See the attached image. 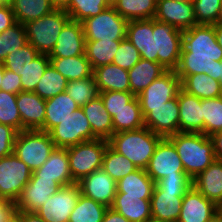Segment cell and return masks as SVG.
I'll return each instance as SVG.
<instances>
[{
	"instance_id": "6da1fadb",
	"label": "cell",
	"mask_w": 222,
	"mask_h": 222,
	"mask_svg": "<svg viewBox=\"0 0 222 222\" xmlns=\"http://www.w3.org/2000/svg\"><path fill=\"white\" fill-rule=\"evenodd\" d=\"M222 49L216 40L214 25L198 24L183 31V47L177 75L206 74L215 79L217 61Z\"/></svg>"
},
{
	"instance_id": "7a4b0ae2",
	"label": "cell",
	"mask_w": 222,
	"mask_h": 222,
	"mask_svg": "<svg viewBox=\"0 0 222 222\" xmlns=\"http://www.w3.org/2000/svg\"><path fill=\"white\" fill-rule=\"evenodd\" d=\"M167 138L174 144L184 171L191 179L216 160L213 142L203 133L178 132Z\"/></svg>"
},
{
	"instance_id": "3957f363",
	"label": "cell",
	"mask_w": 222,
	"mask_h": 222,
	"mask_svg": "<svg viewBox=\"0 0 222 222\" xmlns=\"http://www.w3.org/2000/svg\"><path fill=\"white\" fill-rule=\"evenodd\" d=\"M163 137L149 128L114 133L109 139V146L124 155L138 168L146 169L155 148Z\"/></svg>"
},
{
	"instance_id": "277c9868",
	"label": "cell",
	"mask_w": 222,
	"mask_h": 222,
	"mask_svg": "<svg viewBox=\"0 0 222 222\" xmlns=\"http://www.w3.org/2000/svg\"><path fill=\"white\" fill-rule=\"evenodd\" d=\"M71 20L65 10L55 9L42 18L24 24L28 43L40 54L49 55L53 50L61 30Z\"/></svg>"
},
{
	"instance_id": "5b68a950",
	"label": "cell",
	"mask_w": 222,
	"mask_h": 222,
	"mask_svg": "<svg viewBox=\"0 0 222 222\" xmlns=\"http://www.w3.org/2000/svg\"><path fill=\"white\" fill-rule=\"evenodd\" d=\"M56 148L48 132L24 130L18 132L15 143V155L32 170L40 168Z\"/></svg>"
},
{
	"instance_id": "8992f818",
	"label": "cell",
	"mask_w": 222,
	"mask_h": 222,
	"mask_svg": "<svg viewBox=\"0 0 222 222\" xmlns=\"http://www.w3.org/2000/svg\"><path fill=\"white\" fill-rule=\"evenodd\" d=\"M108 145V140L96 138L67 148L70 173L76 183L88 174L102 169Z\"/></svg>"
},
{
	"instance_id": "52a82bcc",
	"label": "cell",
	"mask_w": 222,
	"mask_h": 222,
	"mask_svg": "<svg viewBox=\"0 0 222 222\" xmlns=\"http://www.w3.org/2000/svg\"><path fill=\"white\" fill-rule=\"evenodd\" d=\"M155 62L166 70L177 68L183 47V31L173 25L153 19Z\"/></svg>"
},
{
	"instance_id": "ba28073f",
	"label": "cell",
	"mask_w": 222,
	"mask_h": 222,
	"mask_svg": "<svg viewBox=\"0 0 222 222\" xmlns=\"http://www.w3.org/2000/svg\"><path fill=\"white\" fill-rule=\"evenodd\" d=\"M81 23L86 41H121L126 38L128 21L122 18L114 7H108Z\"/></svg>"
},
{
	"instance_id": "9c48e42d",
	"label": "cell",
	"mask_w": 222,
	"mask_h": 222,
	"mask_svg": "<svg viewBox=\"0 0 222 222\" xmlns=\"http://www.w3.org/2000/svg\"><path fill=\"white\" fill-rule=\"evenodd\" d=\"M33 171L13 152L0 158V197L16 202Z\"/></svg>"
},
{
	"instance_id": "30bf717a",
	"label": "cell",
	"mask_w": 222,
	"mask_h": 222,
	"mask_svg": "<svg viewBox=\"0 0 222 222\" xmlns=\"http://www.w3.org/2000/svg\"><path fill=\"white\" fill-rule=\"evenodd\" d=\"M49 134L56 148H68L97 138L81 107L55 126Z\"/></svg>"
},
{
	"instance_id": "8fae6325",
	"label": "cell",
	"mask_w": 222,
	"mask_h": 222,
	"mask_svg": "<svg viewBox=\"0 0 222 222\" xmlns=\"http://www.w3.org/2000/svg\"><path fill=\"white\" fill-rule=\"evenodd\" d=\"M146 172L155 183L165 176L187 175L174 144L167 137L157 144Z\"/></svg>"
},
{
	"instance_id": "7c38bea8",
	"label": "cell",
	"mask_w": 222,
	"mask_h": 222,
	"mask_svg": "<svg viewBox=\"0 0 222 222\" xmlns=\"http://www.w3.org/2000/svg\"><path fill=\"white\" fill-rule=\"evenodd\" d=\"M144 126L162 137L179 132L178 94L159 107H141Z\"/></svg>"
},
{
	"instance_id": "4fadbf2b",
	"label": "cell",
	"mask_w": 222,
	"mask_h": 222,
	"mask_svg": "<svg viewBox=\"0 0 222 222\" xmlns=\"http://www.w3.org/2000/svg\"><path fill=\"white\" fill-rule=\"evenodd\" d=\"M80 194L77 183L60 187L36 213L46 222H68Z\"/></svg>"
},
{
	"instance_id": "5bb4252c",
	"label": "cell",
	"mask_w": 222,
	"mask_h": 222,
	"mask_svg": "<svg viewBox=\"0 0 222 222\" xmlns=\"http://www.w3.org/2000/svg\"><path fill=\"white\" fill-rule=\"evenodd\" d=\"M181 80L175 71H167L154 80L138 96L140 107H159L177 96Z\"/></svg>"
},
{
	"instance_id": "9a60e30c",
	"label": "cell",
	"mask_w": 222,
	"mask_h": 222,
	"mask_svg": "<svg viewBox=\"0 0 222 222\" xmlns=\"http://www.w3.org/2000/svg\"><path fill=\"white\" fill-rule=\"evenodd\" d=\"M77 185L80 193L85 197L91 198L108 208L112 206L117 193V182L103 169L88 174Z\"/></svg>"
},
{
	"instance_id": "2e32d148",
	"label": "cell",
	"mask_w": 222,
	"mask_h": 222,
	"mask_svg": "<svg viewBox=\"0 0 222 222\" xmlns=\"http://www.w3.org/2000/svg\"><path fill=\"white\" fill-rule=\"evenodd\" d=\"M154 19L175 26L184 31L198 25L193 2L157 0Z\"/></svg>"
},
{
	"instance_id": "e0dca14e",
	"label": "cell",
	"mask_w": 222,
	"mask_h": 222,
	"mask_svg": "<svg viewBox=\"0 0 222 222\" xmlns=\"http://www.w3.org/2000/svg\"><path fill=\"white\" fill-rule=\"evenodd\" d=\"M86 39L81 22L70 20L61 30L49 58H68L85 54Z\"/></svg>"
},
{
	"instance_id": "ac0fdd59",
	"label": "cell",
	"mask_w": 222,
	"mask_h": 222,
	"mask_svg": "<svg viewBox=\"0 0 222 222\" xmlns=\"http://www.w3.org/2000/svg\"><path fill=\"white\" fill-rule=\"evenodd\" d=\"M60 186L53 180L31 177L16 201L18 210L36 212Z\"/></svg>"
},
{
	"instance_id": "d6986e66",
	"label": "cell",
	"mask_w": 222,
	"mask_h": 222,
	"mask_svg": "<svg viewBox=\"0 0 222 222\" xmlns=\"http://www.w3.org/2000/svg\"><path fill=\"white\" fill-rule=\"evenodd\" d=\"M187 192H165L157 184L150 199L152 220L177 222Z\"/></svg>"
},
{
	"instance_id": "ffe728a7",
	"label": "cell",
	"mask_w": 222,
	"mask_h": 222,
	"mask_svg": "<svg viewBox=\"0 0 222 222\" xmlns=\"http://www.w3.org/2000/svg\"><path fill=\"white\" fill-rule=\"evenodd\" d=\"M179 132L204 134L203 99L178 91Z\"/></svg>"
},
{
	"instance_id": "44dd1931",
	"label": "cell",
	"mask_w": 222,
	"mask_h": 222,
	"mask_svg": "<svg viewBox=\"0 0 222 222\" xmlns=\"http://www.w3.org/2000/svg\"><path fill=\"white\" fill-rule=\"evenodd\" d=\"M31 177L53 180L60 187L75 184L69 169L67 148H55L47 161L34 170Z\"/></svg>"
},
{
	"instance_id": "7402d4cb",
	"label": "cell",
	"mask_w": 222,
	"mask_h": 222,
	"mask_svg": "<svg viewBox=\"0 0 222 222\" xmlns=\"http://www.w3.org/2000/svg\"><path fill=\"white\" fill-rule=\"evenodd\" d=\"M217 212V205L193 186L184 195L177 222H207Z\"/></svg>"
},
{
	"instance_id": "603a6c76",
	"label": "cell",
	"mask_w": 222,
	"mask_h": 222,
	"mask_svg": "<svg viewBox=\"0 0 222 222\" xmlns=\"http://www.w3.org/2000/svg\"><path fill=\"white\" fill-rule=\"evenodd\" d=\"M45 102L35 92H19L16 98V105L19 110L22 131L39 130L44 125Z\"/></svg>"
},
{
	"instance_id": "cb8c5ba5",
	"label": "cell",
	"mask_w": 222,
	"mask_h": 222,
	"mask_svg": "<svg viewBox=\"0 0 222 222\" xmlns=\"http://www.w3.org/2000/svg\"><path fill=\"white\" fill-rule=\"evenodd\" d=\"M126 38L138 49L141 59L155 62L153 19L129 20Z\"/></svg>"
},
{
	"instance_id": "d4e9b609",
	"label": "cell",
	"mask_w": 222,
	"mask_h": 222,
	"mask_svg": "<svg viewBox=\"0 0 222 222\" xmlns=\"http://www.w3.org/2000/svg\"><path fill=\"white\" fill-rule=\"evenodd\" d=\"M192 186L216 205L222 203V160H214L193 178Z\"/></svg>"
},
{
	"instance_id": "484cf974",
	"label": "cell",
	"mask_w": 222,
	"mask_h": 222,
	"mask_svg": "<svg viewBox=\"0 0 222 222\" xmlns=\"http://www.w3.org/2000/svg\"><path fill=\"white\" fill-rule=\"evenodd\" d=\"M152 196H125L116 193L111 206L113 210L122 214L130 222H148L152 219L150 199Z\"/></svg>"
},
{
	"instance_id": "4316f807",
	"label": "cell",
	"mask_w": 222,
	"mask_h": 222,
	"mask_svg": "<svg viewBox=\"0 0 222 222\" xmlns=\"http://www.w3.org/2000/svg\"><path fill=\"white\" fill-rule=\"evenodd\" d=\"M92 74L99 92H131L128 71L113 63L94 68Z\"/></svg>"
},
{
	"instance_id": "83f0119b",
	"label": "cell",
	"mask_w": 222,
	"mask_h": 222,
	"mask_svg": "<svg viewBox=\"0 0 222 222\" xmlns=\"http://www.w3.org/2000/svg\"><path fill=\"white\" fill-rule=\"evenodd\" d=\"M79 107L67 92L60 93L46 100L44 125L39 130L49 133Z\"/></svg>"
},
{
	"instance_id": "f1b7e54d",
	"label": "cell",
	"mask_w": 222,
	"mask_h": 222,
	"mask_svg": "<svg viewBox=\"0 0 222 222\" xmlns=\"http://www.w3.org/2000/svg\"><path fill=\"white\" fill-rule=\"evenodd\" d=\"M81 108L97 138L108 140L114 134L112 116L107 112L100 96Z\"/></svg>"
},
{
	"instance_id": "f546056e",
	"label": "cell",
	"mask_w": 222,
	"mask_h": 222,
	"mask_svg": "<svg viewBox=\"0 0 222 222\" xmlns=\"http://www.w3.org/2000/svg\"><path fill=\"white\" fill-rule=\"evenodd\" d=\"M166 70L161 64L140 59L130 70H128L131 93L138 96L154 80L161 77Z\"/></svg>"
},
{
	"instance_id": "4dcf8cb0",
	"label": "cell",
	"mask_w": 222,
	"mask_h": 222,
	"mask_svg": "<svg viewBox=\"0 0 222 222\" xmlns=\"http://www.w3.org/2000/svg\"><path fill=\"white\" fill-rule=\"evenodd\" d=\"M181 80V89L202 99L222 96V85L206 74L177 75Z\"/></svg>"
},
{
	"instance_id": "1f68e13d",
	"label": "cell",
	"mask_w": 222,
	"mask_h": 222,
	"mask_svg": "<svg viewBox=\"0 0 222 222\" xmlns=\"http://www.w3.org/2000/svg\"><path fill=\"white\" fill-rule=\"evenodd\" d=\"M155 185L146 169L138 168L117 181V193H125V196H152Z\"/></svg>"
},
{
	"instance_id": "d6a6232c",
	"label": "cell",
	"mask_w": 222,
	"mask_h": 222,
	"mask_svg": "<svg viewBox=\"0 0 222 222\" xmlns=\"http://www.w3.org/2000/svg\"><path fill=\"white\" fill-rule=\"evenodd\" d=\"M51 65L58 71L68 82L90 77L93 70L86 57V54L68 57V58H49Z\"/></svg>"
},
{
	"instance_id": "836d02e7",
	"label": "cell",
	"mask_w": 222,
	"mask_h": 222,
	"mask_svg": "<svg viewBox=\"0 0 222 222\" xmlns=\"http://www.w3.org/2000/svg\"><path fill=\"white\" fill-rule=\"evenodd\" d=\"M10 5L16 22L23 25L55 10L51 0H12Z\"/></svg>"
},
{
	"instance_id": "e575fe53",
	"label": "cell",
	"mask_w": 222,
	"mask_h": 222,
	"mask_svg": "<svg viewBox=\"0 0 222 222\" xmlns=\"http://www.w3.org/2000/svg\"><path fill=\"white\" fill-rule=\"evenodd\" d=\"M114 133L136 130L144 127V118L137 96L117 111L112 117Z\"/></svg>"
},
{
	"instance_id": "d590c367",
	"label": "cell",
	"mask_w": 222,
	"mask_h": 222,
	"mask_svg": "<svg viewBox=\"0 0 222 222\" xmlns=\"http://www.w3.org/2000/svg\"><path fill=\"white\" fill-rule=\"evenodd\" d=\"M157 0H117L113 6L117 13L129 20L154 19Z\"/></svg>"
},
{
	"instance_id": "8d00e7d4",
	"label": "cell",
	"mask_w": 222,
	"mask_h": 222,
	"mask_svg": "<svg viewBox=\"0 0 222 222\" xmlns=\"http://www.w3.org/2000/svg\"><path fill=\"white\" fill-rule=\"evenodd\" d=\"M119 45L120 41H86L85 54L92 70L112 63Z\"/></svg>"
},
{
	"instance_id": "74e56055",
	"label": "cell",
	"mask_w": 222,
	"mask_h": 222,
	"mask_svg": "<svg viewBox=\"0 0 222 222\" xmlns=\"http://www.w3.org/2000/svg\"><path fill=\"white\" fill-rule=\"evenodd\" d=\"M107 206L80 194L68 222H102Z\"/></svg>"
},
{
	"instance_id": "f35d334b",
	"label": "cell",
	"mask_w": 222,
	"mask_h": 222,
	"mask_svg": "<svg viewBox=\"0 0 222 222\" xmlns=\"http://www.w3.org/2000/svg\"><path fill=\"white\" fill-rule=\"evenodd\" d=\"M102 169L117 182L138 167L108 145L103 156Z\"/></svg>"
},
{
	"instance_id": "ab89813d",
	"label": "cell",
	"mask_w": 222,
	"mask_h": 222,
	"mask_svg": "<svg viewBox=\"0 0 222 222\" xmlns=\"http://www.w3.org/2000/svg\"><path fill=\"white\" fill-rule=\"evenodd\" d=\"M67 83V79L50 64L37 83L34 92L42 99L48 100L66 92Z\"/></svg>"
},
{
	"instance_id": "60d3db41",
	"label": "cell",
	"mask_w": 222,
	"mask_h": 222,
	"mask_svg": "<svg viewBox=\"0 0 222 222\" xmlns=\"http://www.w3.org/2000/svg\"><path fill=\"white\" fill-rule=\"evenodd\" d=\"M28 44L26 28L16 22L7 30L0 33V62H4L8 54Z\"/></svg>"
},
{
	"instance_id": "b9f144b4",
	"label": "cell",
	"mask_w": 222,
	"mask_h": 222,
	"mask_svg": "<svg viewBox=\"0 0 222 222\" xmlns=\"http://www.w3.org/2000/svg\"><path fill=\"white\" fill-rule=\"evenodd\" d=\"M66 92L80 107L96 99L100 93L93 74L84 79L68 82Z\"/></svg>"
},
{
	"instance_id": "7bdbcfd3",
	"label": "cell",
	"mask_w": 222,
	"mask_h": 222,
	"mask_svg": "<svg viewBox=\"0 0 222 222\" xmlns=\"http://www.w3.org/2000/svg\"><path fill=\"white\" fill-rule=\"evenodd\" d=\"M51 64L47 54H39L20 73L23 92H34L39 80L42 78L47 67Z\"/></svg>"
},
{
	"instance_id": "ee69618b",
	"label": "cell",
	"mask_w": 222,
	"mask_h": 222,
	"mask_svg": "<svg viewBox=\"0 0 222 222\" xmlns=\"http://www.w3.org/2000/svg\"><path fill=\"white\" fill-rule=\"evenodd\" d=\"M109 6L104 0H70L65 9L73 21L82 22L87 18L100 14Z\"/></svg>"
},
{
	"instance_id": "f6af8a7d",
	"label": "cell",
	"mask_w": 222,
	"mask_h": 222,
	"mask_svg": "<svg viewBox=\"0 0 222 222\" xmlns=\"http://www.w3.org/2000/svg\"><path fill=\"white\" fill-rule=\"evenodd\" d=\"M203 116L206 136L222 131V96L203 99Z\"/></svg>"
},
{
	"instance_id": "bcb514c9",
	"label": "cell",
	"mask_w": 222,
	"mask_h": 222,
	"mask_svg": "<svg viewBox=\"0 0 222 222\" xmlns=\"http://www.w3.org/2000/svg\"><path fill=\"white\" fill-rule=\"evenodd\" d=\"M17 94L0 90V124L22 131V121L16 105Z\"/></svg>"
},
{
	"instance_id": "7dc6e473",
	"label": "cell",
	"mask_w": 222,
	"mask_h": 222,
	"mask_svg": "<svg viewBox=\"0 0 222 222\" xmlns=\"http://www.w3.org/2000/svg\"><path fill=\"white\" fill-rule=\"evenodd\" d=\"M40 53L30 44H26L22 48L8 54L3 64L5 69H8L18 76Z\"/></svg>"
},
{
	"instance_id": "c3c4849f",
	"label": "cell",
	"mask_w": 222,
	"mask_h": 222,
	"mask_svg": "<svg viewBox=\"0 0 222 222\" xmlns=\"http://www.w3.org/2000/svg\"><path fill=\"white\" fill-rule=\"evenodd\" d=\"M222 0H193L197 24L214 25L218 21Z\"/></svg>"
},
{
	"instance_id": "681fc988",
	"label": "cell",
	"mask_w": 222,
	"mask_h": 222,
	"mask_svg": "<svg viewBox=\"0 0 222 222\" xmlns=\"http://www.w3.org/2000/svg\"><path fill=\"white\" fill-rule=\"evenodd\" d=\"M140 59L141 55L138 49L127 38H124L120 41L112 63L128 71Z\"/></svg>"
},
{
	"instance_id": "f907efd6",
	"label": "cell",
	"mask_w": 222,
	"mask_h": 222,
	"mask_svg": "<svg viewBox=\"0 0 222 222\" xmlns=\"http://www.w3.org/2000/svg\"><path fill=\"white\" fill-rule=\"evenodd\" d=\"M99 96L101 97L107 112L112 117L117 111L126 107V104L135 97V95L131 92L121 91L100 92Z\"/></svg>"
},
{
	"instance_id": "816d5d0a",
	"label": "cell",
	"mask_w": 222,
	"mask_h": 222,
	"mask_svg": "<svg viewBox=\"0 0 222 222\" xmlns=\"http://www.w3.org/2000/svg\"><path fill=\"white\" fill-rule=\"evenodd\" d=\"M156 184L165 192H188L192 179L188 175L165 176Z\"/></svg>"
},
{
	"instance_id": "f5cc1de1",
	"label": "cell",
	"mask_w": 222,
	"mask_h": 222,
	"mask_svg": "<svg viewBox=\"0 0 222 222\" xmlns=\"http://www.w3.org/2000/svg\"><path fill=\"white\" fill-rule=\"evenodd\" d=\"M18 131L9 126L0 124V158L6 157L14 152V143Z\"/></svg>"
},
{
	"instance_id": "db71d44e",
	"label": "cell",
	"mask_w": 222,
	"mask_h": 222,
	"mask_svg": "<svg viewBox=\"0 0 222 222\" xmlns=\"http://www.w3.org/2000/svg\"><path fill=\"white\" fill-rule=\"evenodd\" d=\"M0 90L13 94L22 92L21 76H18L16 73L5 69Z\"/></svg>"
},
{
	"instance_id": "11a10c76",
	"label": "cell",
	"mask_w": 222,
	"mask_h": 222,
	"mask_svg": "<svg viewBox=\"0 0 222 222\" xmlns=\"http://www.w3.org/2000/svg\"><path fill=\"white\" fill-rule=\"evenodd\" d=\"M17 212L16 202L10 200L0 202V222H12L16 218Z\"/></svg>"
},
{
	"instance_id": "9f6ffc18",
	"label": "cell",
	"mask_w": 222,
	"mask_h": 222,
	"mask_svg": "<svg viewBox=\"0 0 222 222\" xmlns=\"http://www.w3.org/2000/svg\"><path fill=\"white\" fill-rule=\"evenodd\" d=\"M16 23L11 5L0 6V33Z\"/></svg>"
},
{
	"instance_id": "6f0895ef",
	"label": "cell",
	"mask_w": 222,
	"mask_h": 222,
	"mask_svg": "<svg viewBox=\"0 0 222 222\" xmlns=\"http://www.w3.org/2000/svg\"><path fill=\"white\" fill-rule=\"evenodd\" d=\"M16 219L19 222H46L36 212H24L18 210Z\"/></svg>"
},
{
	"instance_id": "680465c9",
	"label": "cell",
	"mask_w": 222,
	"mask_h": 222,
	"mask_svg": "<svg viewBox=\"0 0 222 222\" xmlns=\"http://www.w3.org/2000/svg\"><path fill=\"white\" fill-rule=\"evenodd\" d=\"M210 139L213 142L216 159L222 160V131L214 133L210 136Z\"/></svg>"
},
{
	"instance_id": "91938a15",
	"label": "cell",
	"mask_w": 222,
	"mask_h": 222,
	"mask_svg": "<svg viewBox=\"0 0 222 222\" xmlns=\"http://www.w3.org/2000/svg\"><path fill=\"white\" fill-rule=\"evenodd\" d=\"M102 222H130L122 214H119L109 207L103 217Z\"/></svg>"
},
{
	"instance_id": "94428289",
	"label": "cell",
	"mask_w": 222,
	"mask_h": 222,
	"mask_svg": "<svg viewBox=\"0 0 222 222\" xmlns=\"http://www.w3.org/2000/svg\"><path fill=\"white\" fill-rule=\"evenodd\" d=\"M51 3L55 9L65 10L70 3V0H51Z\"/></svg>"
},
{
	"instance_id": "6125c7cd",
	"label": "cell",
	"mask_w": 222,
	"mask_h": 222,
	"mask_svg": "<svg viewBox=\"0 0 222 222\" xmlns=\"http://www.w3.org/2000/svg\"><path fill=\"white\" fill-rule=\"evenodd\" d=\"M214 30L216 33V40L222 49V25L221 24H214Z\"/></svg>"
},
{
	"instance_id": "be15d7a7",
	"label": "cell",
	"mask_w": 222,
	"mask_h": 222,
	"mask_svg": "<svg viewBox=\"0 0 222 222\" xmlns=\"http://www.w3.org/2000/svg\"><path fill=\"white\" fill-rule=\"evenodd\" d=\"M215 80L219 81V83L222 85V60L217 61L215 70Z\"/></svg>"
},
{
	"instance_id": "e7e4bbea",
	"label": "cell",
	"mask_w": 222,
	"mask_h": 222,
	"mask_svg": "<svg viewBox=\"0 0 222 222\" xmlns=\"http://www.w3.org/2000/svg\"><path fill=\"white\" fill-rule=\"evenodd\" d=\"M207 222H222V218L218 214V212H216L212 215V217Z\"/></svg>"
},
{
	"instance_id": "03108f58",
	"label": "cell",
	"mask_w": 222,
	"mask_h": 222,
	"mask_svg": "<svg viewBox=\"0 0 222 222\" xmlns=\"http://www.w3.org/2000/svg\"><path fill=\"white\" fill-rule=\"evenodd\" d=\"M4 70H5L4 64H3V62H0V85L2 84V78L4 76Z\"/></svg>"
},
{
	"instance_id": "003e7915",
	"label": "cell",
	"mask_w": 222,
	"mask_h": 222,
	"mask_svg": "<svg viewBox=\"0 0 222 222\" xmlns=\"http://www.w3.org/2000/svg\"><path fill=\"white\" fill-rule=\"evenodd\" d=\"M109 7H113L117 0H104Z\"/></svg>"
},
{
	"instance_id": "a7ac6f4b",
	"label": "cell",
	"mask_w": 222,
	"mask_h": 222,
	"mask_svg": "<svg viewBox=\"0 0 222 222\" xmlns=\"http://www.w3.org/2000/svg\"><path fill=\"white\" fill-rule=\"evenodd\" d=\"M216 24H221L222 25V1H221L220 14H219L218 21H217Z\"/></svg>"
},
{
	"instance_id": "89a4df30",
	"label": "cell",
	"mask_w": 222,
	"mask_h": 222,
	"mask_svg": "<svg viewBox=\"0 0 222 222\" xmlns=\"http://www.w3.org/2000/svg\"><path fill=\"white\" fill-rule=\"evenodd\" d=\"M217 212H218V214L221 216V218H222V203H220V204H218L217 205Z\"/></svg>"
},
{
	"instance_id": "2644e50d",
	"label": "cell",
	"mask_w": 222,
	"mask_h": 222,
	"mask_svg": "<svg viewBox=\"0 0 222 222\" xmlns=\"http://www.w3.org/2000/svg\"><path fill=\"white\" fill-rule=\"evenodd\" d=\"M12 0H0L1 5H10Z\"/></svg>"
},
{
	"instance_id": "8c879c8a",
	"label": "cell",
	"mask_w": 222,
	"mask_h": 222,
	"mask_svg": "<svg viewBox=\"0 0 222 222\" xmlns=\"http://www.w3.org/2000/svg\"><path fill=\"white\" fill-rule=\"evenodd\" d=\"M173 1H178V2H193V0H173Z\"/></svg>"
},
{
	"instance_id": "753ad0ef",
	"label": "cell",
	"mask_w": 222,
	"mask_h": 222,
	"mask_svg": "<svg viewBox=\"0 0 222 222\" xmlns=\"http://www.w3.org/2000/svg\"><path fill=\"white\" fill-rule=\"evenodd\" d=\"M148 222H158V221H155V220H152V219H151V220H149Z\"/></svg>"
},
{
	"instance_id": "34e18365",
	"label": "cell",
	"mask_w": 222,
	"mask_h": 222,
	"mask_svg": "<svg viewBox=\"0 0 222 222\" xmlns=\"http://www.w3.org/2000/svg\"><path fill=\"white\" fill-rule=\"evenodd\" d=\"M12 222H19L16 218Z\"/></svg>"
}]
</instances>
